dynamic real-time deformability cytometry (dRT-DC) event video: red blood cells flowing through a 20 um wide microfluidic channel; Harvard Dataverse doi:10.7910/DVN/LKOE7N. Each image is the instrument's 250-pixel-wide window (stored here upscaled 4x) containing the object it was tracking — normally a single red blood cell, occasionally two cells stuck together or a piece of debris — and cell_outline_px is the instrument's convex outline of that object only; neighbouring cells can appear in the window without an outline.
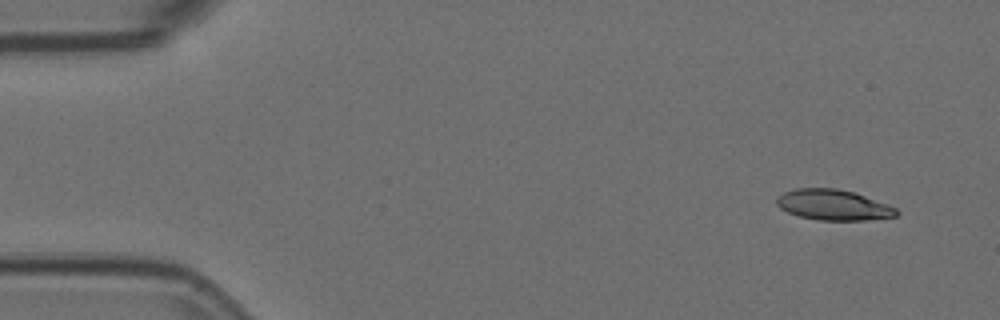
{"species": "Egyptian fruit bat (a non-hibernating species)", "species_latin": "Rousettus aegyptiacus", "temperature_condition": "room temperature", "stored_images_in_passage": 8, "camera_frame_rate_fps": 3000, "um_per_image_px": 0.085, "animal": {"sex": "female"}, "frame": {"image": 1, "passage_image": 1, "time_ms": 0.0, "image_size_px": [1000, 320], "cell_outline_px": [[900, 212], [896, 216], [864, 220], [820, 220], [800, 216], [788, 212], [780, 208], [776, 204], [776, 196], [784, 192], [796, 188], [836, 188], [856, 192], [888, 204], [896, 208]], "centroid_in_image_um": [70.84, 17.4], "position_along_channel_um": 14.2, "area_um2": 21.44}}
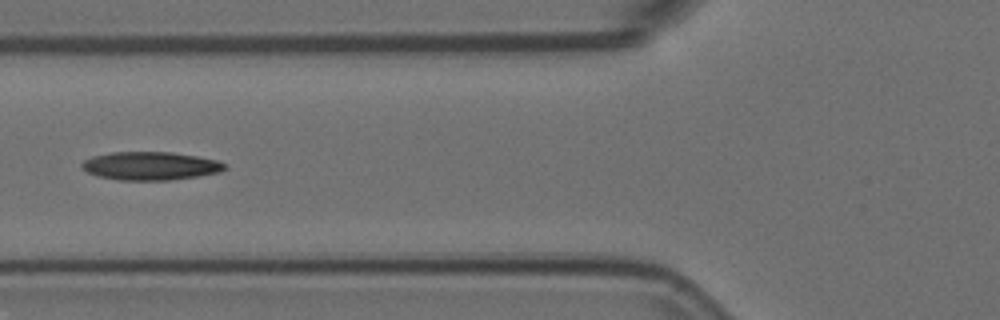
{"frame": {"image": 2, "passage_image": 6, "time_ms": 1.667, "image_size_px": [1000, 320], "cell_outline_px": [[228, 168], [220, 172], [172, 180], [116, 180], [96, 176], [80, 168], [80, 164], [84, 160], [92, 156], [112, 152], [172, 152], [196, 156], [216, 160], [224, 164]], "centroid_in_image_um": [12.74, 14.1], "position_along_channel_um": 113.1, "area_um2": 23.64}}
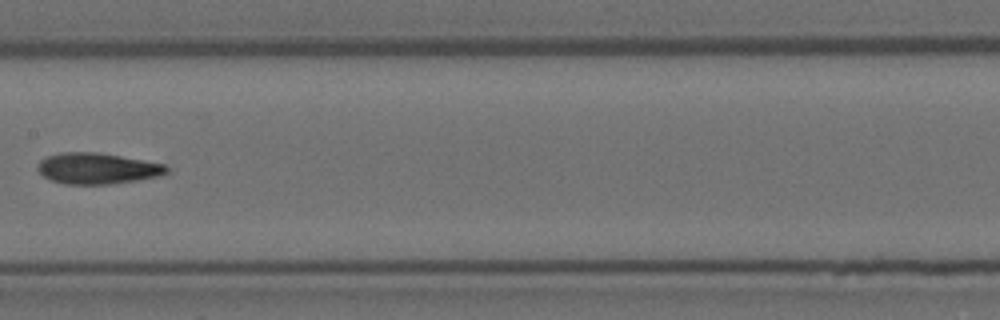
{"frame": {"image": 3, "passage_image": 8, "time_ms": 2.333, "image_size_px": [1000, 320], "cell_outline_px": [[168, 172], [160, 176], [136, 180], [108, 184], [64, 184], [52, 180], [44, 176], [36, 168], [36, 164], [40, 160], [48, 156], [60, 152], [96, 152], [120, 156], [164, 164], [168, 168]], "centroid_in_image_um": [8.24, 14.31], "position_along_channel_um": 199.2, "area_um2": 23.18}}